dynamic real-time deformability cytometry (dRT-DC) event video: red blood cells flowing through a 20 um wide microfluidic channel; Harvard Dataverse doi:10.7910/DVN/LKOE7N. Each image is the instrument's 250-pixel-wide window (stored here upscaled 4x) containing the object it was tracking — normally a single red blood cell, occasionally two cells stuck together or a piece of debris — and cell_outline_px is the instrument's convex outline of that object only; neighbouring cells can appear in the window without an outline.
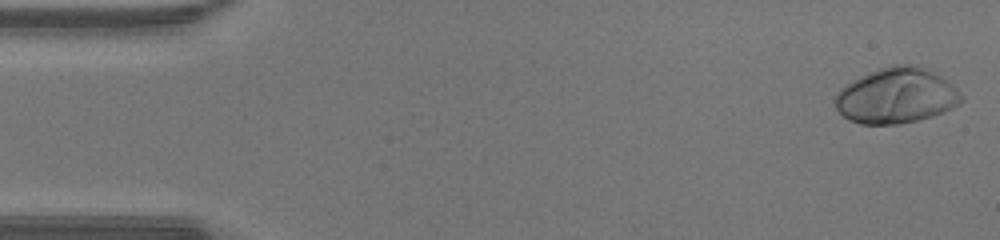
{"species": "human", "species_latin": "Homo sapiens", "temperature_condition": "warm", "stored_images_in_passage": 47, "camera_frame_rate_fps": 3000, "um_per_image_px": 0.085, "donor": {"sex": "male"}, "frame": {"image": 1, "passage_image": 1, "time_ms": 0.0, "image_size_px": [1000, 240], "cell_outline_px": [[964, 100], [960, 104], [944, 112], [932, 116], [900, 124], [860, 124], [848, 120], [836, 108], [836, 92], [840, 88], [852, 80], [860, 76], [880, 68], [896, 64], [916, 64], [940, 76], [956, 88], [964, 96]], "centroid_in_image_um": [76.2, 8.14], "position_along_channel_um": 8.8, "area_um2": 40.75}}
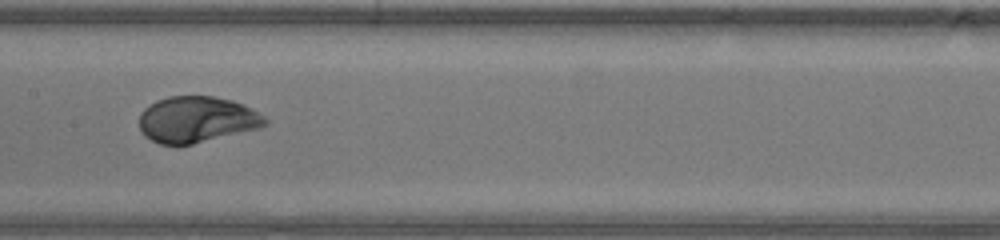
{"frame": {"image": 2, "passage_image": 23, "time_ms": 7.333, "image_size_px": [1000, 240], "cell_outline_px": [[268, 124], [260, 128], [192, 144], [160, 144], [144, 136], [140, 128], [140, 112], [144, 108], [156, 100], [168, 96], [212, 96], [232, 100], [252, 108], [264, 116], [268, 120]], "centroid_in_image_um": [16.73, 10.15], "position_along_channel_um": 190.7, "area_um2": 33.87}}
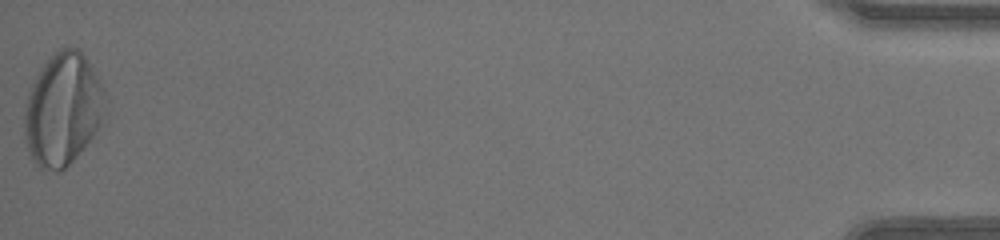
{"frame": {"image": 3, "passage_image": 47, "time_ms": 15.333, "image_size_px": [1000, 240], "cell_outline_px": [[108, 112], [92, 136], [76, 156], [60, 172], [56, 172], [40, 168], [36, 164], [28, 152], [24, 140], [24, 112], [28, 96], [32, 84], [44, 64], [52, 52], [60, 48], [76, 48], [84, 56], [92, 68], [104, 88], [108, 100]], "centroid_in_image_um": [5.35, 9.31], "position_along_channel_um": 429.8, "area_um2": 53.06}, "authors_computed_cell_mechanics": {"area_um2": 35.3158, "velocity_mm_per_s": 4.3392, "shape_relaxation_time_tau1_ms": 2.5364, "shape_relaxation_time_tau2_ms": null, "deformation_change_tau1": 0.2111, "deformation_change_tau2": null}}